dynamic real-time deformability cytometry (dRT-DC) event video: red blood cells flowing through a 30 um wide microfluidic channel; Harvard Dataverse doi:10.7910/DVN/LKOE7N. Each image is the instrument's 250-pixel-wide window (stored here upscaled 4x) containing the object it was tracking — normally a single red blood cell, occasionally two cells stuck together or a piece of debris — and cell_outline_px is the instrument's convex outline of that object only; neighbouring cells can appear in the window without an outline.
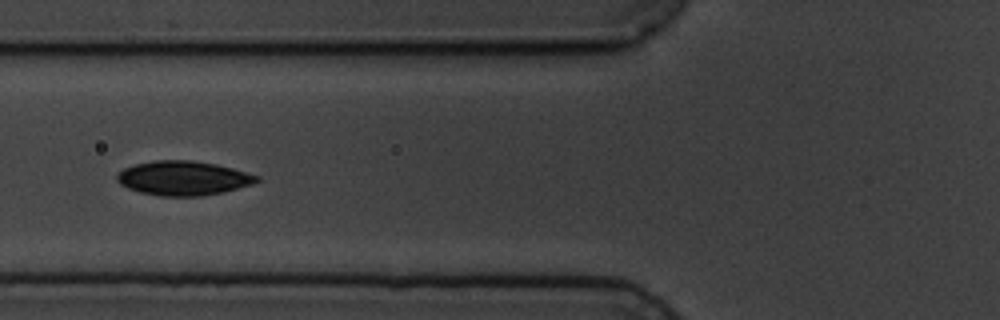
{"species": "common noctule bat (a hibernating species)", "species_latin": "Nyctalus noctula", "temperature_condition": "cold", "stored_images_in_passage": 10, "camera_frame_rate_fps": 3000, "um_per_image_px": 0.085, "animal": {"sex": "male", "body_mass_g": 19.5, "forearm_length_mm": 54.6}, "frame": {"image": 1, "passage_image": 7, "time_ms": 7.0, "image_size_px": [1000, 320], "cell_outline_px": [[260, 180], [252, 184], [224, 192], [200, 196], [160, 196], [140, 192], [128, 188], [120, 184], [116, 180], [116, 176], [124, 168], [136, 164], [156, 160], [192, 160], [216, 164], [232, 168], [260, 176]], "centroid_in_image_um": [15.59, 15.14], "position_along_channel_um": 110.2, "area_um2": 27.92}}
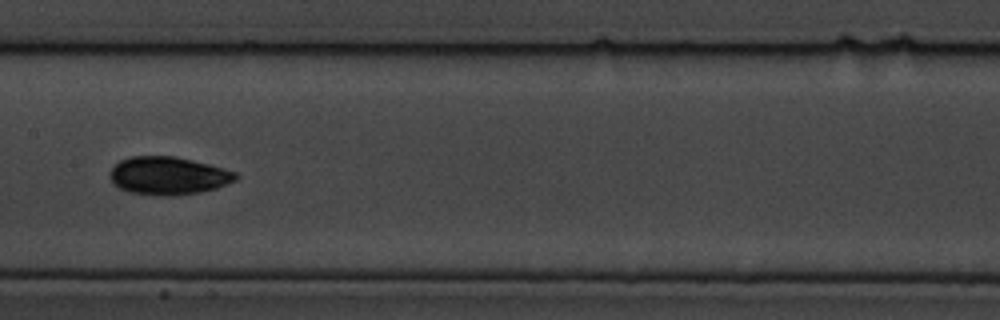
{"frame": {"image": 2, "passage_image": 9, "time_ms": 9.333, "image_size_px": [1000, 320], "cell_outline_px": [[240, 176], [236, 180], [216, 188], [200, 192], [168, 196], [164, 196], [132, 192], [120, 188], [112, 184], [108, 176], [112, 168], [120, 160], [132, 156], [176, 156], [208, 164], [236, 172]], "centroid_in_image_um": [14.29, 14.93], "position_along_channel_um": 193.1, "area_um2": 27.74}}
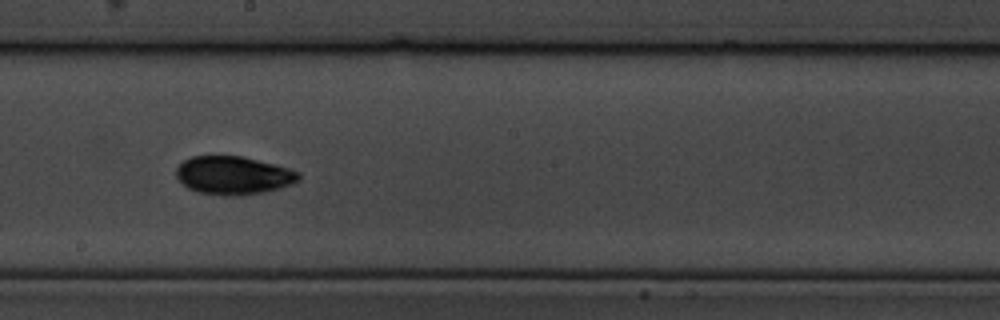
{"frame": {"image": 3, "passage_image": 10, "time_ms": 10.333, "image_size_px": [1000, 320], "cell_outline_px": [[300, 180], [280, 188], [264, 192], [240, 196], [224, 196], [200, 192], [188, 188], [176, 176], [176, 168], [184, 160], [192, 156], [244, 156], [288, 168], [300, 172]], "centroid_in_image_um": [19.85, 14.91], "position_along_channel_um": 228.4, "area_um2": 27.28}}